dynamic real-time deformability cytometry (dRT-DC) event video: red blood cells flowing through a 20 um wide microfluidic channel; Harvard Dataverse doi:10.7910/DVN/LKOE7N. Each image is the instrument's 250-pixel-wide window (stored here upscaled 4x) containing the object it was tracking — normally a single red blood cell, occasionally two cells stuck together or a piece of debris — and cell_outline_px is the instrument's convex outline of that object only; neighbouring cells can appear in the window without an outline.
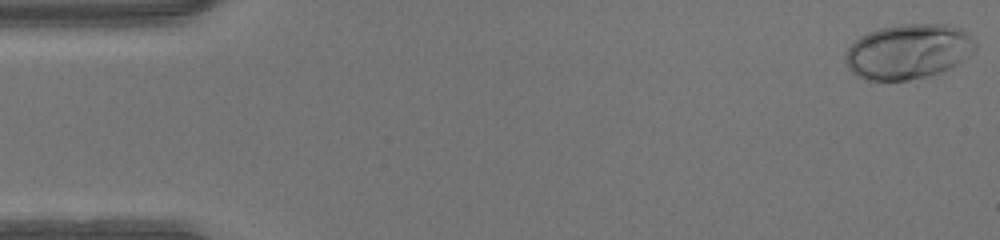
{"species": "human", "species_latin": "Homo sapiens", "temperature_condition": "warm", "stored_images_in_passage": 47, "camera_frame_rate_fps": 3000, "um_per_image_px": 0.085, "donor": {"sex": "male"}, "frame": {"image": 1, "passage_image": 1, "time_ms": 0.0, "image_size_px": [1000, 240], "cell_outline_px": [[976, 48], [968, 56], [956, 64], [940, 72], [928, 76], [908, 80], [864, 80], [856, 76], [848, 68], [844, 60], [844, 52], [860, 36], [868, 32], [880, 28], [900, 24], [948, 24], [960, 28], [968, 32], [976, 40]], "centroid_in_image_um": [77.19, 4.37], "position_along_channel_um": 7.8, "area_um2": 41.91}}
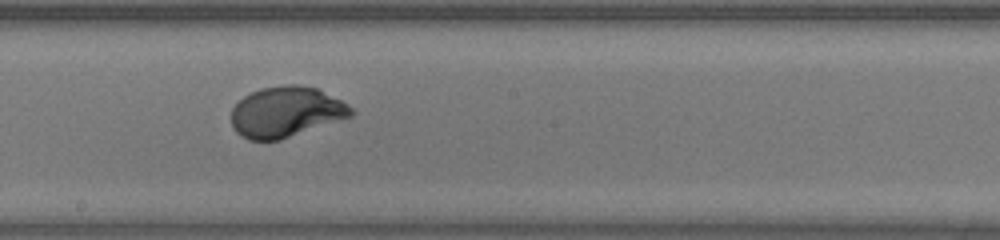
{"frame": {"image": 2, "passage_image": 26, "time_ms": 8.333, "image_size_px": [1000, 240], "cell_outline_px": [[356, 112], [352, 116], [280, 140], [248, 140], [240, 136], [236, 132], [232, 124], [232, 108], [244, 96], [260, 88], [284, 84], [300, 84], [316, 88], [348, 104]], "centroid_in_image_um": [24.31, 9.51], "position_along_channel_um": 223.9, "area_um2": 35.32}}
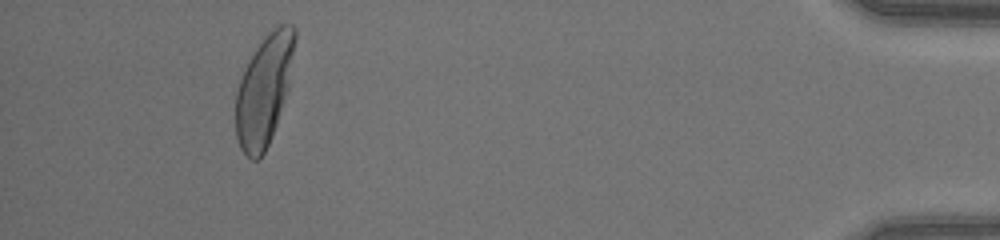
{"frame": {"image": 3, "passage_image": 44, "time_ms": 14.333, "image_size_px": [1000, 240], "cell_outline_px": [[296, 36], [288, 88], [276, 124], [268, 144], [260, 160], [252, 160], [240, 148], [236, 136], [236, 88], [244, 68], [248, 60], [264, 36], [272, 28], [280, 24], [292, 24], [296, 28]], "centroid_in_image_um": [22.44, 7.63], "position_along_channel_um": 412.8, "area_um2": 37.92}}